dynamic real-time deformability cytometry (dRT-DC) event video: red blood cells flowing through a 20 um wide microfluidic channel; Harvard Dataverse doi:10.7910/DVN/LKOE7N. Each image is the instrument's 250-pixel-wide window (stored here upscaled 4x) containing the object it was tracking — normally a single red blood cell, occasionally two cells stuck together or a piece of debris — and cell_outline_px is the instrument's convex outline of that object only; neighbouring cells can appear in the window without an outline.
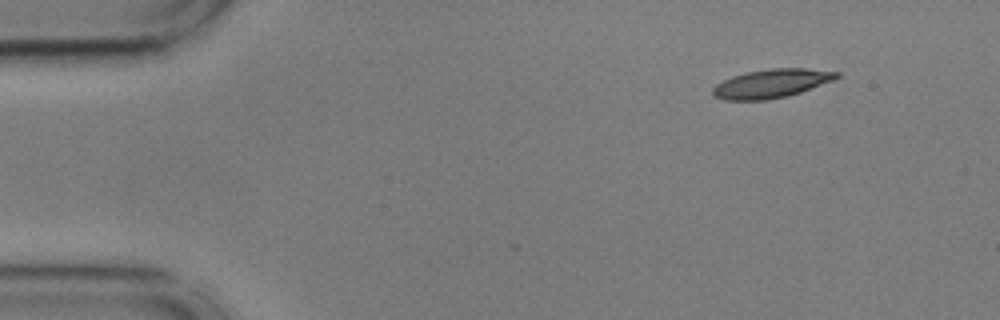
{"species": "common noctule bat (a hibernating species)", "species_latin": "Nyctalus noctula", "temperature_condition": "cold", "stored_images_in_passage": 50, "camera_frame_rate_fps": 3000, "um_per_image_px": 0.085, "animal": {"sex": "male", "body_mass_g": 17.9, "forearm_length_mm": 54.2}, "frame": {"image": 1, "passage_image": 1, "time_ms": 0.0, "image_size_px": [1000, 320], "cell_outline_px": [[840, 76], [832, 80], [800, 92], [788, 96], [768, 100], [724, 100], [712, 96], [712, 88], [716, 84], [732, 76], [748, 72], [772, 68], [804, 68], [840, 72]], "centroid_in_image_um": [65.54, 7.1], "position_along_channel_um": 19.5, "area_um2": 20.63}}
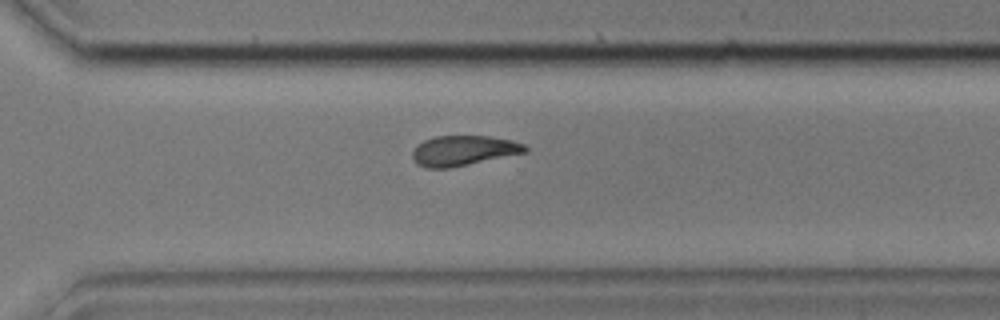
{"frame": {"image": 2, "passage_image": 34, "time_ms": 11.0, "image_size_px": [1000, 320], "cell_outline_px": [[528, 152], [448, 168], [424, 168], [416, 164], [412, 160], [412, 152], [416, 144], [424, 140], [436, 136], [488, 136], [512, 140], [524, 144], [528, 148]], "centroid_in_image_um": [39.36, 12.8], "position_along_channel_um": 331.2, "area_um2": 19.88}}
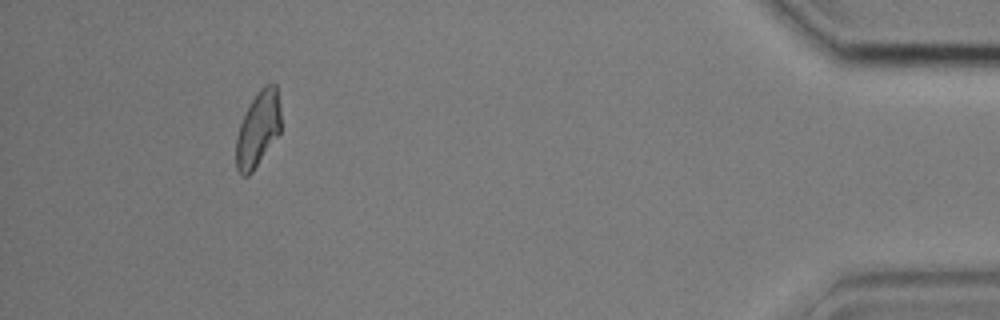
{"frame": {"image": 3, "passage_image": 46, "time_ms": 15.0, "image_size_px": [1000, 320], "cell_outline_px": [[280, 132], [252, 172], [248, 176], [244, 176], [236, 168], [236, 136], [240, 124], [252, 100], [260, 88], [264, 84], [276, 84], [280, 104]], "centroid_in_image_um": [21.93, 10.96], "position_along_channel_um": 413.3, "area_um2": 19.42}, "authors_computed_cell_mechanics": {"area_um2": 20.519, "velocity_mm_per_s": 3.6001, "shape_relaxation_time_tau1_ms": 3.6388, "shape_relaxation_time_tau2_ms": 5.9239, "deformation_change_tau1": 0.1331, "deformation_change_tau2": 0.129}}